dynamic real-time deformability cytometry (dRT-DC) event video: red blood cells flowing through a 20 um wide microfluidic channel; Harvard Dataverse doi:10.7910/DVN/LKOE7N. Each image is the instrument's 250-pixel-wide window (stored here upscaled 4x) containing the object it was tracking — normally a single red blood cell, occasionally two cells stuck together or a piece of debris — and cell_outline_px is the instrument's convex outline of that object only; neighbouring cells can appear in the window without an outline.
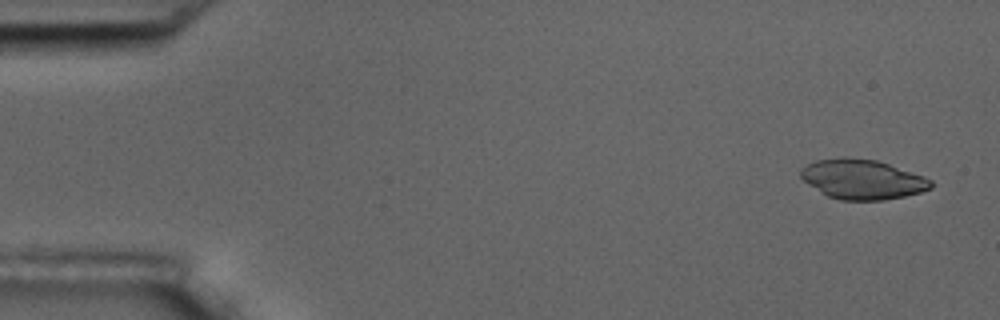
{"species": "common noctule bat (a hibernating species)", "species_latin": "Nyctalus noctula", "temperature_condition": "room temperature", "stored_images_in_passage": 6, "camera_frame_rate_fps": 3000, "um_per_image_px": 0.085, "animal": {"sex": "male", "body_mass_g": 17.5, "forearm_length_mm": 52.3}, "frame": {"image": 1, "passage_image": 1, "time_ms": 0.0, "image_size_px": [1000, 320], "cell_outline_px": [[932, 188], [920, 192], [904, 196], [884, 200], [840, 200], [828, 196], [808, 184], [800, 176], [800, 168], [816, 160], [844, 156], [876, 160], [924, 176], [932, 180]], "centroid_in_image_um": [73.29, 15.23], "position_along_channel_um": 11.7, "area_um2": 30.11}}